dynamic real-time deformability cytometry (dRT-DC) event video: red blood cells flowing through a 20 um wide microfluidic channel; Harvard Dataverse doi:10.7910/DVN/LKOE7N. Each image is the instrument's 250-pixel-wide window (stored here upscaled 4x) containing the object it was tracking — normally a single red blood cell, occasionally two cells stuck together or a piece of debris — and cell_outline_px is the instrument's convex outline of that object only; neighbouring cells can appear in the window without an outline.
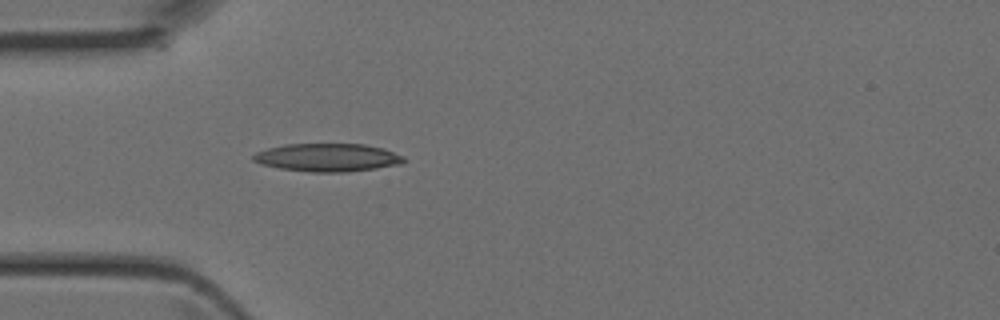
{"species": "Egyptian fruit bat (a non-hibernating species)", "species_latin": "Rousettus aegyptiacus", "temperature_condition": "room temperature", "stored_images_in_passage": 32, "camera_frame_rate_fps": 3000, "um_per_image_px": 0.085, "animal": {"sex": "female"}, "frame": {"image": 1, "passage_image": 1, "time_ms": 0.0, "image_size_px": [1000, 320], "cell_outline_px": [[404, 160], [400, 164], [376, 168], [344, 172], [312, 172], [280, 168], [264, 164], [252, 160], [252, 156], [256, 152], [268, 148], [284, 144], [364, 144], [384, 148], [404, 156]], "centroid_in_image_um": [27.85, 13.38], "position_along_channel_um": 57.1, "area_um2": 24.45}}
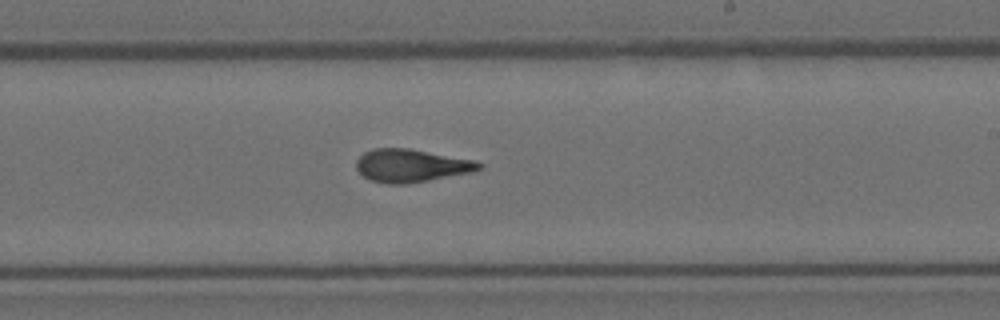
{"frame": {"image": 2, "passage_image": 14, "time_ms": 4.333, "image_size_px": [1000, 320], "cell_outline_px": [[484, 168], [472, 172], [428, 180], [404, 184], [388, 184], [368, 180], [356, 168], [356, 160], [364, 152], [372, 148], [408, 148], [476, 160], [484, 164]], "centroid_in_image_um": [34.97, 14.07], "position_along_channel_um": 254.0, "area_um2": 23.7}}
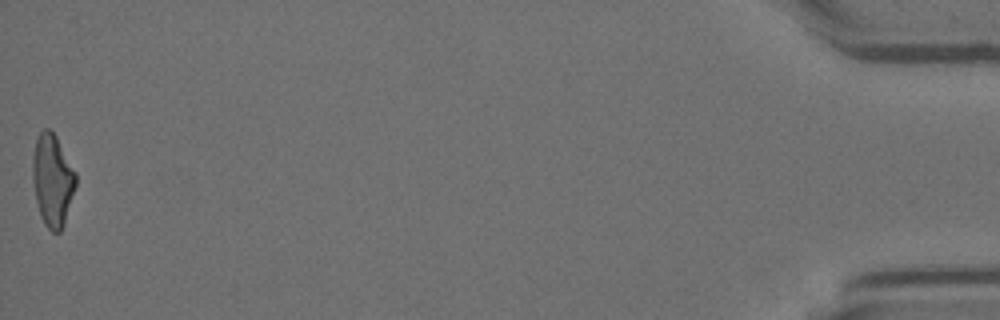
{"frame": {"image": 3, "passage_image": 32, "time_ms": 10.333, "image_size_px": [1000, 320], "cell_outline_px": [[76, 184], [64, 224], [60, 232], [52, 232], [44, 224], [40, 216], [36, 200], [32, 180], [32, 156], [36, 140], [40, 132], [44, 128], [48, 128], [56, 136], [76, 172]], "centroid_in_image_um": [4.45, 15.31], "position_along_channel_um": 430.8, "area_um2": 23.18}}